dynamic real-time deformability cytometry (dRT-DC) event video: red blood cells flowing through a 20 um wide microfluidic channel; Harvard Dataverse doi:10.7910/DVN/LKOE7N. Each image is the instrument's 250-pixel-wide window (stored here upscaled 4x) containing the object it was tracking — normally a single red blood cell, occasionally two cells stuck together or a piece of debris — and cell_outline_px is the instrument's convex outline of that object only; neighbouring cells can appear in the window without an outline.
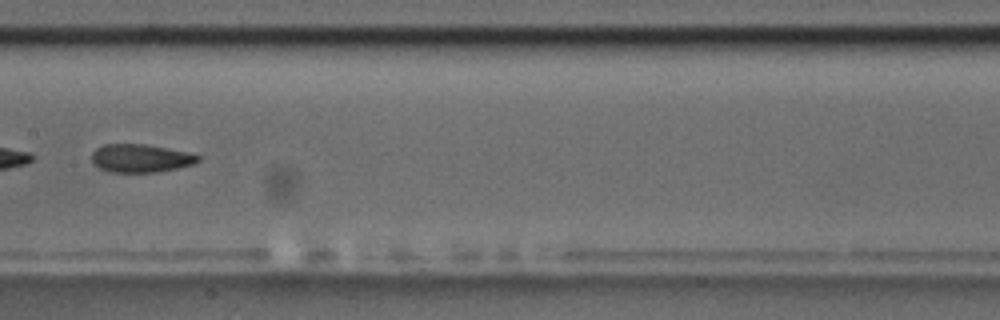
{"species": "common noctule bat (a hibernating species)", "species_latin": "Nyctalus noctula", "temperature_condition": "room temperature", "stored_images_in_passage": 9, "segment_of_instrument_passage": [2, 2], "camera_frame_rate_fps": 3000, "um_per_image_px": 0.085, "animal": {"sex": "male", "body_mass_g": 17.5, "forearm_length_mm": 52.3}, "frame": {"image": 1, "passage_image": 9, "time_ms": 9.0, "image_size_px": [1000, 320], "cell_outline_px": [[200, 160], [196, 164], [156, 172], [108, 172], [92, 164], [92, 152], [96, 148], [104, 144], [144, 144], [184, 152], [200, 156]], "centroid_in_image_um": [11.91, 13.46], "position_along_channel_um": 195.5, "area_um2": 17.34}}